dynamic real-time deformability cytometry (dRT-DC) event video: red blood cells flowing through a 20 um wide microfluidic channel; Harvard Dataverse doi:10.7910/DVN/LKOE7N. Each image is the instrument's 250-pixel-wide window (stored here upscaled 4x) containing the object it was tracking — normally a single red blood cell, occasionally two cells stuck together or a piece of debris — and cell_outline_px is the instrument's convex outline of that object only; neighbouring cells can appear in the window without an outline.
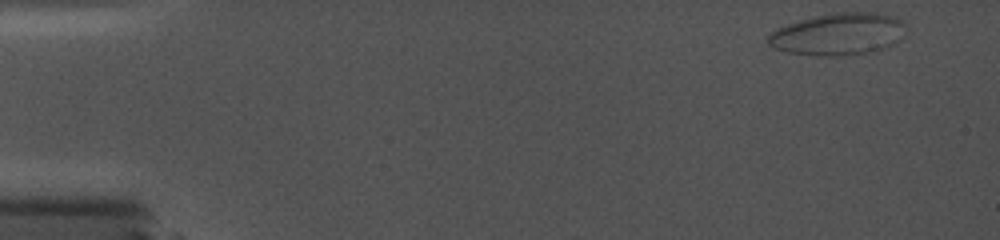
{"species": "common noctule bat (a hibernating species)", "species_latin": "Nyctalus noctula", "temperature_condition": "cold", "stored_images_in_passage": 26, "camera_frame_rate_fps": 5000, "um_per_image_px": 0.085, "animal": {"sex": "female", "body_mass_g": 19.0, "forearm_length_mm": 56.7}, "frame": {"image": 1, "passage_image": 1, "time_ms": 0.0, "image_size_px": [1000, 240], "cell_outline_px": [[904, 36], [900, 40], [876, 52], [836, 56], [812, 56], [788, 52], [772, 48], [768, 44], [768, 36], [776, 28], [784, 24], [816, 16], [836, 12], [868, 12], [892, 16], [904, 20]], "centroid_in_image_um": [71.24, 2.91], "position_along_channel_um": 13.8, "area_um2": 34.1}}
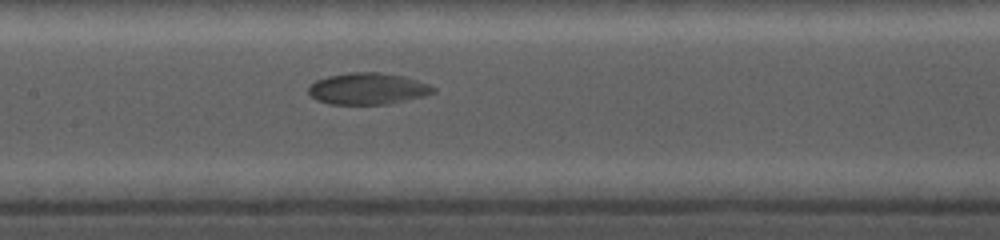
{"frame": {"image": 2, "passage_image": 15, "time_ms": 8.2, "image_size_px": [1000, 240], "cell_outline_px": [[436, 92], [424, 96], [388, 104], [328, 104], [316, 100], [308, 92], [308, 88], [316, 80], [328, 76], [348, 72], [380, 72], [404, 76], [428, 84], [436, 88]], "centroid_in_image_um": [31.26, 7.54], "position_along_channel_um": 176.1, "area_um2": 23.0}}
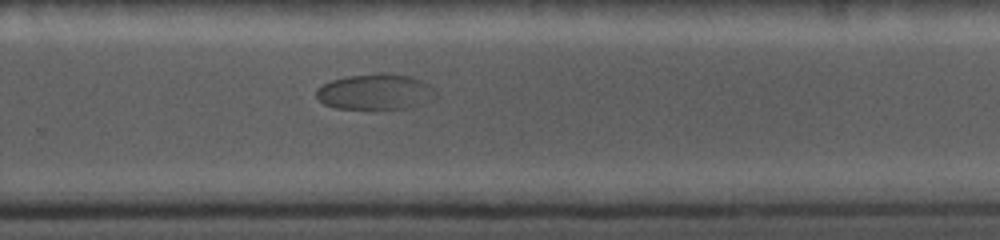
{"frame": {"image": 3, "passage_image": 21, "time_ms": 11.6, "image_size_px": [1000, 240], "cell_outline_px": [[440, 96], [432, 100], [408, 108], [336, 108], [324, 104], [316, 96], [316, 88], [332, 80], [348, 76], [376, 72], [388, 72], [412, 76], [428, 84]], "centroid_in_image_um": [31.94, 7.78], "position_along_channel_um": 297.9, "area_um2": 25.03}}